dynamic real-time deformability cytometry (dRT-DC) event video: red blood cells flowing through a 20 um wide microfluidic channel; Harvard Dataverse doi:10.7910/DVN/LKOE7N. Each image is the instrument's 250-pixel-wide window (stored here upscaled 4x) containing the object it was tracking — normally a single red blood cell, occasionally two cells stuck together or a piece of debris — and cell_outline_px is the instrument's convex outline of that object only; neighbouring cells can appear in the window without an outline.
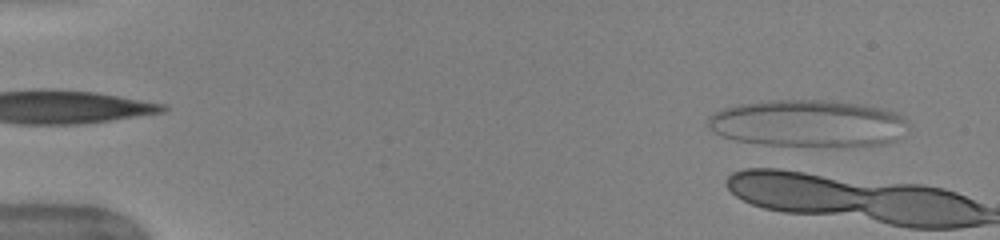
{"species": "human", "species_latin": "Homo sapiens", "temperature_condition": "warm", "stored_images_in_passage": 5, "camera_frame_rate_fps": 3000, "um_per_image_px": 0.085, "donor": {"sex": "female"}, "frame": {"image": 1, "passage_image": 3, "time_ms": 0.667, "image_size_px": [1000, 240], "cell_outline_px": [[908, 124], [896, 140], [884, 144], [768, 144], [736, 140], [724, 136], [708, 128], [708, 116], [724, 108], [740, 104], [768, 100], [824, 100], [856, 104], [880, 108], [896, 112], [904, 116], [908, 120]], "centroid_in_image_um": [68.66, 10.45], "position_along_channel_um": 16.3, "area_um2": 53.52}}